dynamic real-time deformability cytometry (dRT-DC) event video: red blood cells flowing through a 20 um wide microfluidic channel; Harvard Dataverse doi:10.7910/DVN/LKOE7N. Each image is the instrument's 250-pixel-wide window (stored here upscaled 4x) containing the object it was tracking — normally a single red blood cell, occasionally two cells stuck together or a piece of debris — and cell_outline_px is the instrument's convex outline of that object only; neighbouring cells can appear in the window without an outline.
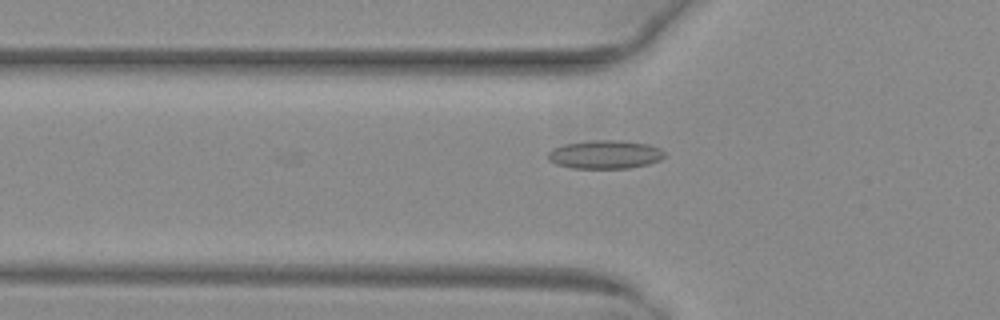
{"species": "common noctule bat (a hibernating species)", "species_latin": "Nyctalus noctula", "temperature_condition": "warm", "stored_images_in_passage": 30, "camera_frame_rate_fps": 3000, "um_per_image_px": 0.085, "animal": {"sex": "female", "body_mass_g": 29.2, "forearm_length_mm": 56.3}, "frame": {"image": 1, "passage_image": 16, "time_ms": 5.0, "image_size_px": [1000, 320], "cell_outline_px": [[664, 156], [660, 160], [648, 164], [628, 168], [572, 168], [556, 164], [548, 160], [548, 152], [552, 148], [564, 144], [596, 140], [620, 140], [648, 144], [660, 148], [664, 152]], "centroid_in_image_um": [51.42, 13.13], "position_along_channel_um": 74.4, "area_um2": 19.31}}
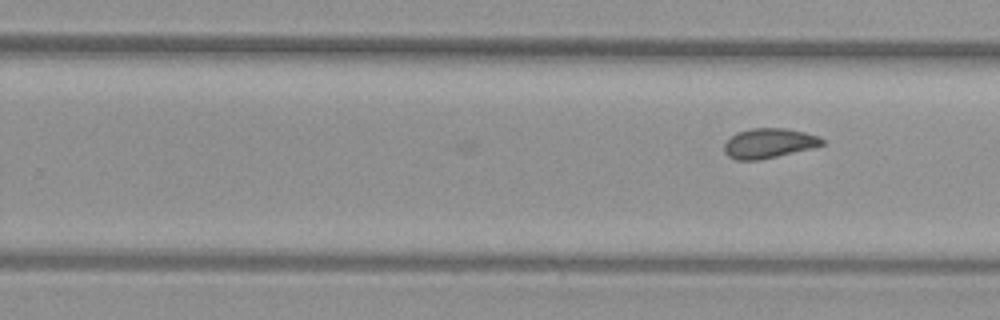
{"frame": {"image": 2, "passage_image": 30, "time_ms": 9.667, "image_size_px": [1000, 320], "cell_outline_px": [[824, 144], [812, 148], [760, 160], [736, 160], [728, 156], [724, 152], [724, 144], [736, 132], [748, 128], [788, 128], [820, 136], [824, 140]], "centroid_in_image_um": [65.35, 12.17], "position_along_channel_um": 264.4, "area_um2": 17.11}}